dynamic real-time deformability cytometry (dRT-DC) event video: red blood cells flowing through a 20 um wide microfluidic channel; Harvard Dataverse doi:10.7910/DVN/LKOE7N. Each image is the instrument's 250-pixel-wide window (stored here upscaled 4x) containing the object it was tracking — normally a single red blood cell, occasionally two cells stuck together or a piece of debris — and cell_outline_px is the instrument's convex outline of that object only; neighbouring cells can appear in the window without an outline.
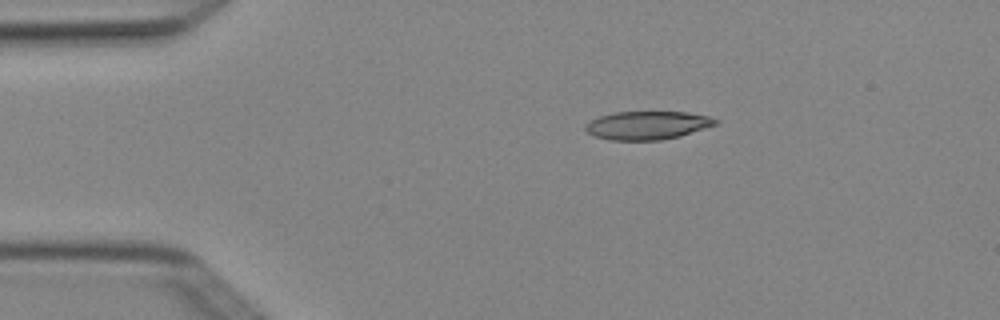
{"species": "Egyptian fruit bat (a non-hibernating species)", "species_latin": "Rousettus aegyptiacus", "temperature_condition": "cold", "stored_images_in_passage": 6, "camera_frame_rate_fps": 3000, "um_per_image_px": 0.085, "animal": {"sex": "female"}, "frame": {"image": 1, "passage_image": 6, "time_ms": 1.667, "image_size_px": [1000, 320], "cell_outline_px": [[720, 120], [716, 124], [680, 136], [660, 140], [612, 140], [596, 136], [588, 132], [584, 128], [592, 120], [600, 116], [612, 112], [688, 112], [712, 116]], "centroid_in_image_um": [55.08, 10.64], "position_along_channel_um": 29.9, "area_um2": 21.33}}